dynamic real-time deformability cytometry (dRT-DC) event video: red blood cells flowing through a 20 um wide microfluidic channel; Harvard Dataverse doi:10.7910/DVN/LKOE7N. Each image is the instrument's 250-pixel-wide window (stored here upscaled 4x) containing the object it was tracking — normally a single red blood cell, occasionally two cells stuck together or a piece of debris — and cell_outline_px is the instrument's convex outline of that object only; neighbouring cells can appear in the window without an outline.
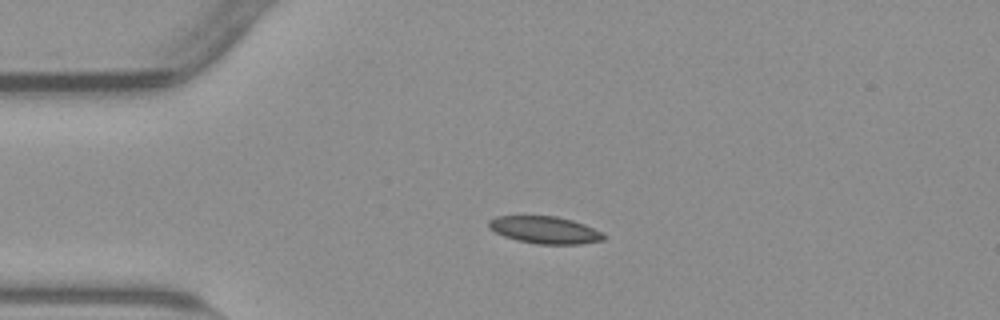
{"species": "common noctule bat (a hibernating species)", "species_latin": "Nyctalus noctula", "temperature_condition": "warm", "stored_images_in_passage": 43, "camera_frame_rate_fps": 3000, "um_per_image_px": 0.085, "animal": {"sex": "male", "body_mass_g": 23.1, "forearm_length_mm": 52.7}, "frame": {"image": 1, "passage_image": 1, "time_ms": 0.0, "image_size_px": [1000, 320], "cell_outline_px": [[608, 236], [604, 240], [580, 244], [536, 244], [516, 240], [504, 236], [488, 228], [488, 220], [496, 216], [556, 216], [572, 220], [584, 224]], "centroid_in_image_um": [46.3, 19.55], "position_along_channel_um": 38.7, "area_um2": 18.26}}
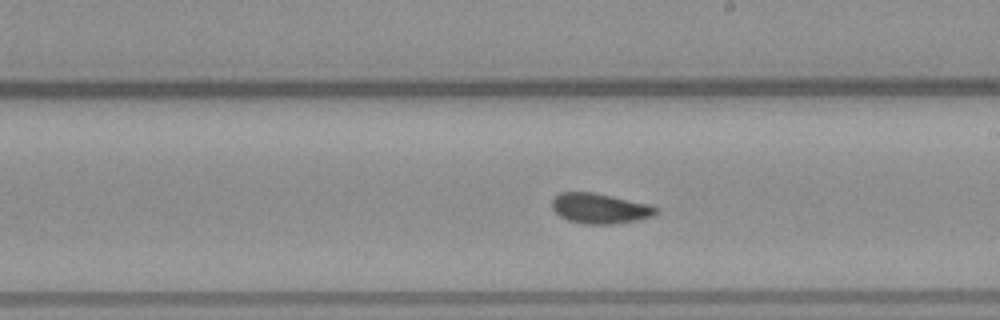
{"frame": {"image": 2, "passage_image": 19, "time_ms": 6.0, "image_size_px": [1000, 320], "cell_outline_px": [[656, 212], [652, 216], [636, 220], [612, 224], [584, 224], [568, 220], [560, 216], [552, 208], [552, 200], [560, 192], [592, 192], [652, 204], [656, 208]], "centroid_in_image_um": [50.98, 17.71], "position_along_channel_um": 238.0, "area_um2": 18.21}}
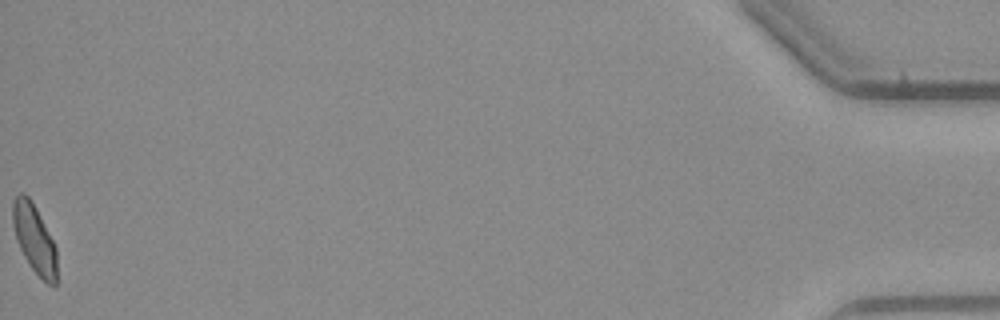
{"frame": {"image": 3, "passage_image": 43, "time_ms": 14.0, "image_size_px": [1000, 320], "cell_outline_px": [[56, 284], [48, 284], [28, 264], [16, 240], [12, 224], [12, 200], [20, 192], [24, 192], [32, 200], [56, 248]], "centroid_in_image_um": [2.88, 20.24], "position_along_channel_um": 432.3, "area_um2": 17.51}, "authors_computed_cell_mechanics": {"area_um2": 17.9758, "velocity_mm_per_s": 3.8103, "shape_relaxation_time_tau1_ms": 7.2646, "shape_relaxation_time_tau2_ms": 2.503, "deformation_change_tau1": 0.1731, "deformation_change_tau2": 0.0687}}